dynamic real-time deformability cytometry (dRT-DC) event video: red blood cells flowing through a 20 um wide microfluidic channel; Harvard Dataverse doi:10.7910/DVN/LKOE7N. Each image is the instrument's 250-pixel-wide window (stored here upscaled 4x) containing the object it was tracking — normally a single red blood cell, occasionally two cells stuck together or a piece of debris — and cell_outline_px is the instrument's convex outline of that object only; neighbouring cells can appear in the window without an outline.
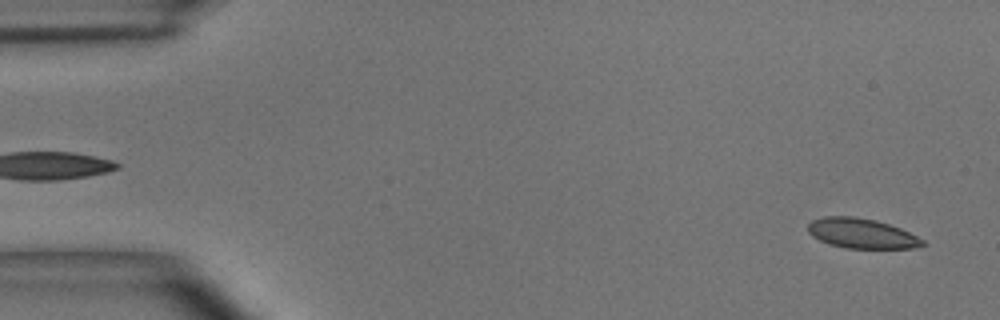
{"species": "common noctule bat (a hibernating species)", "species_latin": "Nyctalus noctula", "temperature_condition": "room temperature", "stored_images_in_passage": 50, "camera_frame_rate_fps": 3000, "um_per_image_px": 0.085, "animal": {"sex": "male", "body_mass_g": 15.6}, "frame": {"image": 1, "passage_image": 2, "time_ms": 0.333, "image_size_px": [1000, 320], "cell_outline_px": [[924, 244], [916, 248], [844, 248], [828, 244], [812, 236], [808, 232], [808, 224], [812, 220], [824, 216], [856, 216], [876, 220], [900, 228], [924, 240]], "centroid_in_image_um": [73.2, 19.83], "position_along_channel_um": 11.8, "area_um2": 20.0}}
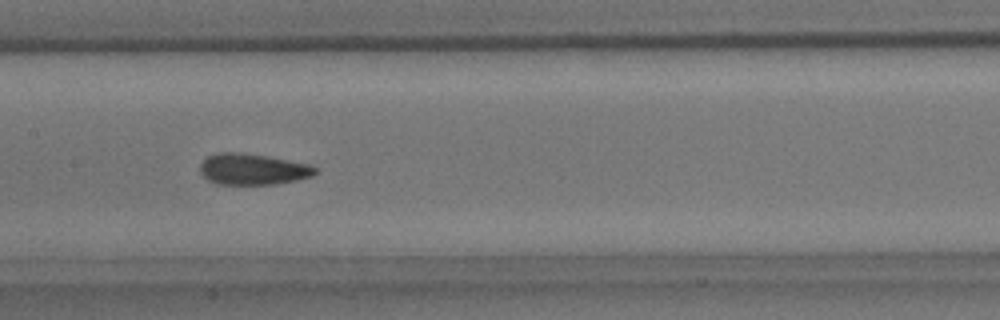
{"frame": {"image": 2, "passage_image": 24, "time_ms": 7.667, "image_size_px": [1000, 320], "cell_outline_px": [[316, 172], [312, 176], [296, 180], [276, 184], [216, 184], [208, 180], [200, 172], [200, 164], [208, 156], [220, 152], [240, 152], [268, 156], [312, 164], [316, 168]], "centroid_in_image_um": [21.49, 14.38], "position_along_channel_um": 185.9, "area_um2": 20.98}}
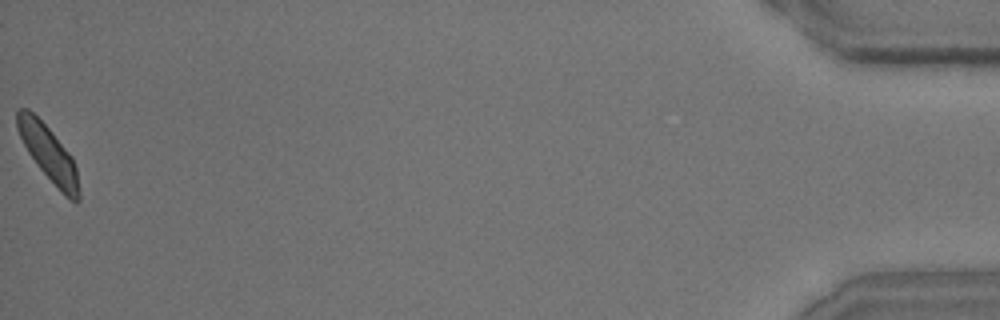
{"frame": {"image": 3, "passage_image": 50, "time_ms": 16.333, "image_size_px": [1000, 320], "cell_outline_px": [[80, 200], [76, 204], [68, 200], [64, 196], [40, 168], [28, 152], [16, 128], [16, 108], [28, 108], [48, 128], [72, 156], [76, 168], [80, 192]], "centroid_in_image_um": [4.14, 13.08], "position_along_channel_um": 431.1, "area_um2": 19.88}, "authors_computed_cell_mechanics": {"area_um2": 20.6924, "velocity_mm_per_s": 3.9536, "shape_relaxation_time_tau1_ms": 5.9858, "shape_relaxation_time_tau2_ms": 1.2578, "deformation_change_tau1": 0.1239, "deformation_change_tau2": 0.0546}}